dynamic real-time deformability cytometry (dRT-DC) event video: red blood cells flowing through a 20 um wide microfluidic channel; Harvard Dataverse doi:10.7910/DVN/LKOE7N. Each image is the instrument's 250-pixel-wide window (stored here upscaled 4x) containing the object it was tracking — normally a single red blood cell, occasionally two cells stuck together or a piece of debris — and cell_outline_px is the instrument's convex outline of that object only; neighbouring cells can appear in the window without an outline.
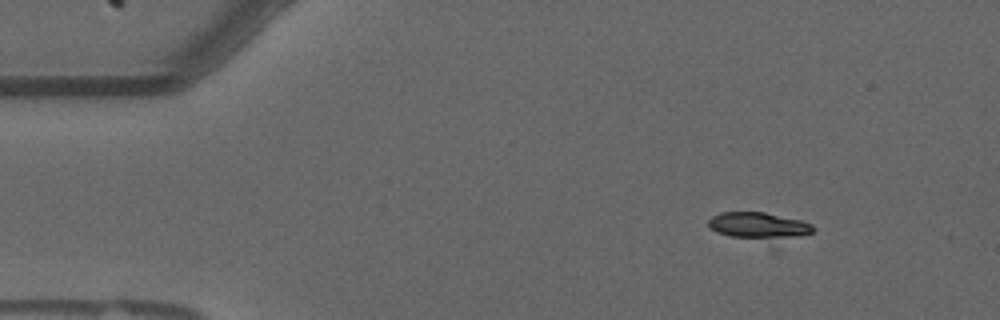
{"species": "common noctule bat (a hibernating species)", "species_latin": "Nyctalus noctula", "temperature_condition": "warm", "stored_images_in_passage": 11, "camera_frame_rate_fps": 3000, "um_per_image_px": 0.085, "animal": {"sex": "male", "forearm_length_mm": 52.5}, "frame": {"image": 1, "passage_image": 2, "time_ms": 0.333, "image_size_px": [1000, 320], "cell_outline_px": [[816, 228], [812, 232], [776, 252], [772, 252], [716, 232], [708, 228], [708, 220], [712, 216], [720, 212], [764, 212], [800, 220], [812, 224]], "centroid_in_image_um": [64.64, 19.45], "position_along_channel_um": 20.4, "area_um2": 20.06}}